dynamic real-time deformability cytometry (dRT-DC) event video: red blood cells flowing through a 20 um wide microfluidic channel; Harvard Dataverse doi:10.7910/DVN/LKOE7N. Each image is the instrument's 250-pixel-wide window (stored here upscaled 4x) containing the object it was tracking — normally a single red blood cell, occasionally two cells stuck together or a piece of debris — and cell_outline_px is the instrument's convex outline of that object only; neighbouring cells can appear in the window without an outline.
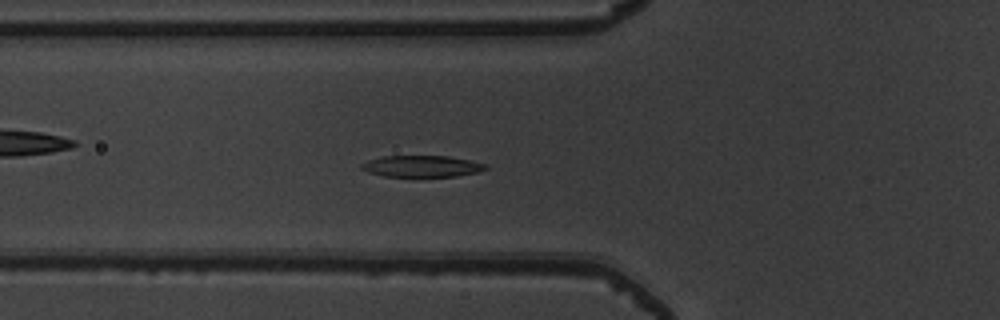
{"species": "common noctule bat (a hibernating species)", "species_latin": "Nyctalus noctula", "temperature_condition": "warm", "stored_images_in_passage": 54, "camera_frame_rate_fps": 3000, "um_per_image_px": 0.085, "animal": {"sex": "male", "body_mass_g": 19.5, "forearm_length_mm": 54.6}, "frame": {"image": 1, "passage_image": 21, "time_ms": 6.667, "image_size_px": [1000, 320], "cell_outline_px": [[488, 168], [476, 172], [456, 176], [416, 180], [384, 176], [368, 172], [360, 168], [360, 164], [368, 160], [384, 156], [448, 156], [472, 160], [484, 164]], "centroid_in_image_um": [35.81, 14.18], "position_along_channel_um": 90.0, "area_um2": 16.42}}
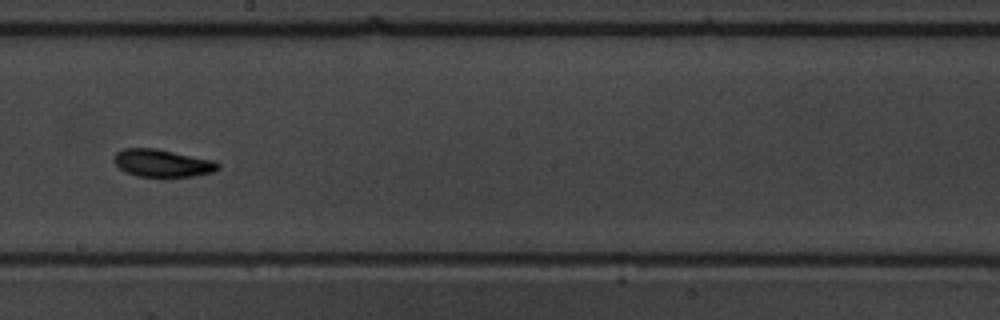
{"frame": {"image": 2, "passage_image": 32, "time_ms": 10.333, "image_size_px": [1000, 320], "cell_outline_px": [[220, 168], [212, 172], [192, 176], [136, 176], [124, 172], [112, 160], [116, 152], [124, 148], [156, 148], [216, 160], [220, 164]], "centroid_in_image_um": [13.8, 13.85], "position_along_channel_um": 234.4, "area_um2": 16.82}}
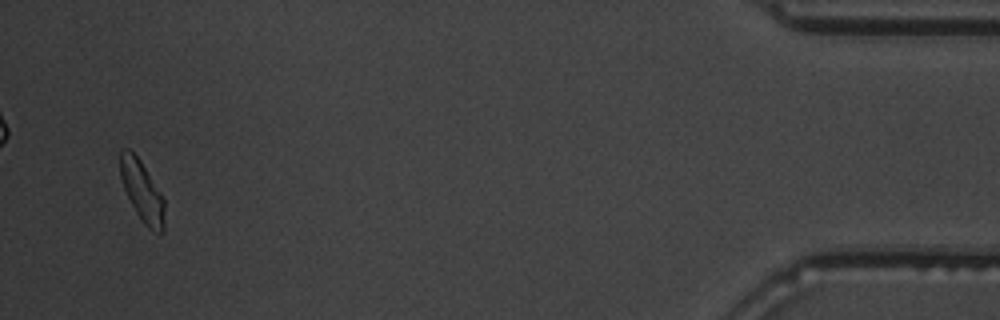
{"frame": {"image": 3, "passage_image": 52, "time_ms": 17.0, "image_size_px": [1000, 320], "cell_outline_px": [[164, 232], [160, 236], [148, 228], [144, 224], [136, 212], [124, 188], [120, 176], [120, 148], [128, 148], [140, 160], [160, 192], [164, 200]], "centroid_in_image_um": [12.09, 16.29], "position_along_channel_um": 423.1, "area_um2": 15.61}, "authors_computed_cell_mechanics": {"area_um2": 16.4441, "velocity_mm_per_s": 3.9373, "shape_relaxation_time_tau1_ms": 5.7985, "shape_relaxation_time_tau2_ms": 3.5512, "deformation_change_tau1": 0.1996, "deformation_change_tau2": 0.1053}}